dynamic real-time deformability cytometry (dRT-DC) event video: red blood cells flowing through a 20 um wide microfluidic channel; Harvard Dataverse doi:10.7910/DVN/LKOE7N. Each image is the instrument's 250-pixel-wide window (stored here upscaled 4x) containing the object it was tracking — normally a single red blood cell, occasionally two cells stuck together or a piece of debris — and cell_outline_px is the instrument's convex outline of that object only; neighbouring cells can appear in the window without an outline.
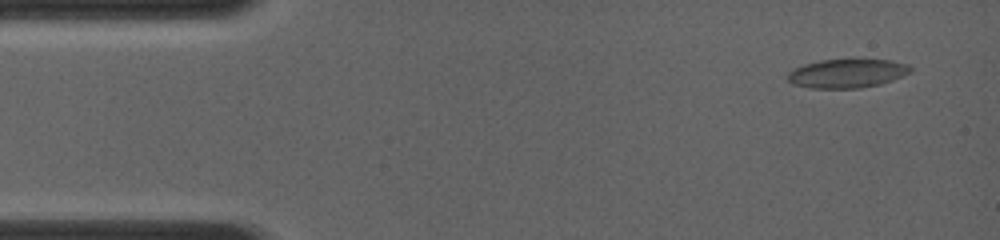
{"species": "common noctule bat (a hibernating species)", "species_latin": "Nyctalus noctula", "temperature_condition": "room temperature", "stored_images_in_passage": 50, "camera_frame_rate_fps": 4000, "um_per_image_px": 0.085, "animal": {"sex": "female", "body_mass_g": 19.0, "forearm_length_mm": 56.7}, "frame": {"image": 1, "passage_image": 2, "time_ms": 0.25, "image_size_px": [1000, 240], "cell_outline_px": [[912, 72], [892, 80], [880, 84], [860, 88], [808, 88], [792, 84], [784, 76], [792, 68], [804, 64], [820, 60], [892, 60], [908, 64], [912, 68]], "centroid_in_image_um": [71.96, 6.24], "position_along_channel_um": 13.0, "area_um2": 20.81}}
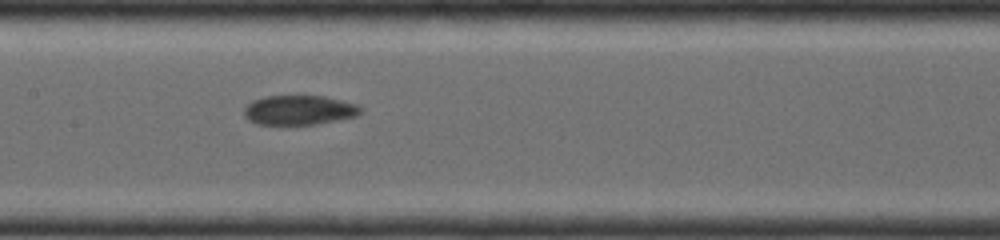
{"frame": {"image": 2, "passage_image": 23, "time_ms": 6.25, "image_size_px": [1000, 240], "cell_outline_px": [[364, 108], [356, 116], [316, 124], [256, 124], [248, 120], [244, 116], [244, 108], [252, 100], [264, 96], [324, 96], [356, 104]], "centroid_in_image_um": [25.4, 9.35], "position_along_channel_um": 182.0, "area_um2": 20.0}}
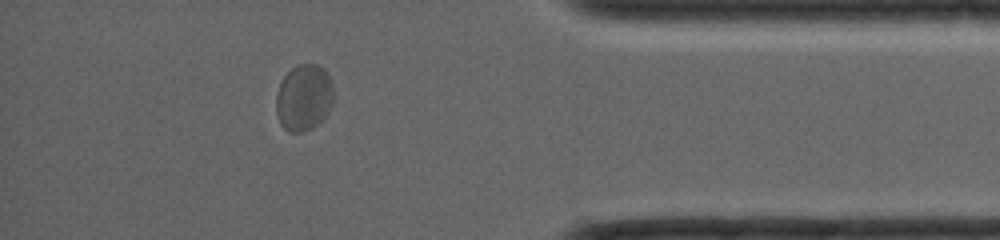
{"frame": {"image": 3, "passage_image": 43, "time_ms": 11.75, "image_size_px": [1000, 240], "cell_outline_px": [[332, 104], [328, 112], [312, 128], [300, 132], [292, 132], [284, 128], [280, 124], [276, 112], [276, 96], [280, 84], [284, 76], [292, 68], [300, 64], [316, 64], [324, 68], [332, 80]], "centroid_in_image_um": [25.82, 8.28], "position_along_channel_um": 409.4, "area_um2": 22.08}}